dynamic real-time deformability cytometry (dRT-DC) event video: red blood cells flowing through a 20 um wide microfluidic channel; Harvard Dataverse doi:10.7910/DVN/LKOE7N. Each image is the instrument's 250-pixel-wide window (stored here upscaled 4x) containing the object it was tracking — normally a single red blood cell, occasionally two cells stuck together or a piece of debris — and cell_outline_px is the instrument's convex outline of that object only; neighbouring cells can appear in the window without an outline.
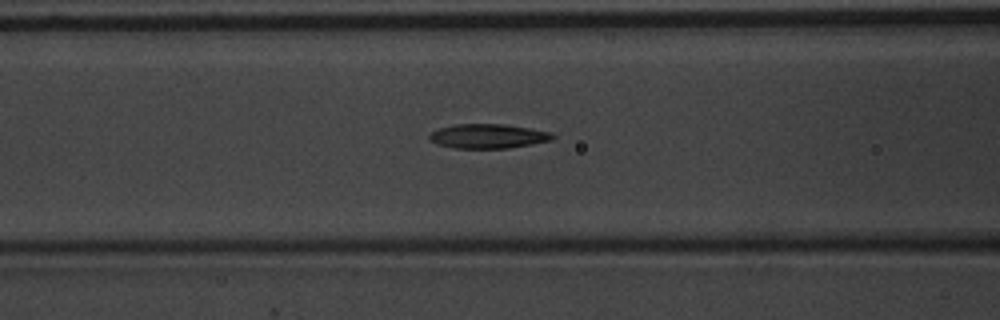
{"species": "common noctule bat (a hibernating species)", "species_latin": "Nyctalus noctula", "temperature_condition": "warm", "stored_images_in_passage": 41, "camera_frame_rate_fps": 3000, "um_per_image_px": 0.085, "animal": {"sex": "male", "body_mass_g": 20.1, "forearm_length_mm": 53.5}, "frame": {"image": 1, "passage_image": 9, "time_ms": 2.667, "image_size_px": [1000, 320], "cell_outline_px": [[556, 136], [552, 140], [532, 144], [508, 148], [452, 148], [436, 144], [428, 136], [432, 132], [440, 128], [456, 124], [504, 124], [552, 132]], "centroid_in_image_um": [41.51, 11.58], "position_along_channel_um": 125.1, "area_um2": 17.46}}
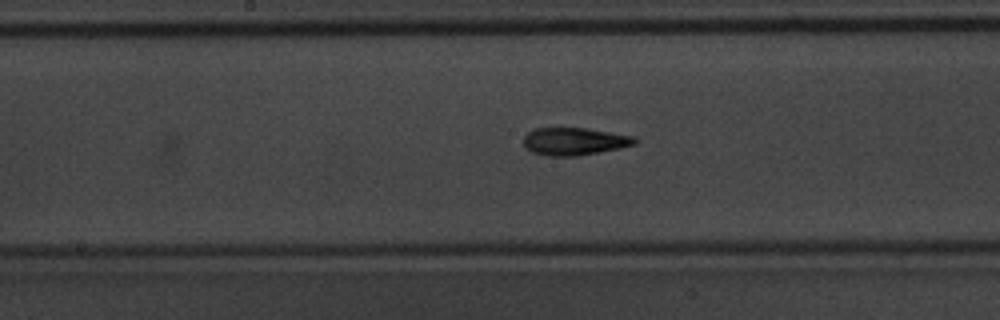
{"frame": {"image": 2, "passage_image": 15, "time_ms": 4.667, "image_size_px": [1000, 320], "cell_outline_px": [[636, 144], [620, 148], [600, 152], [576, 156], [548, 156], [532, 152], [524, 148], [524, 136], [528, 132], [536, 128], [584, 128], [632, 136], [636, 140]], "centroid_in_image_um": [48.77, 12.03], "position_along_channel_um": 199.4, "area_um2": 17.74}}
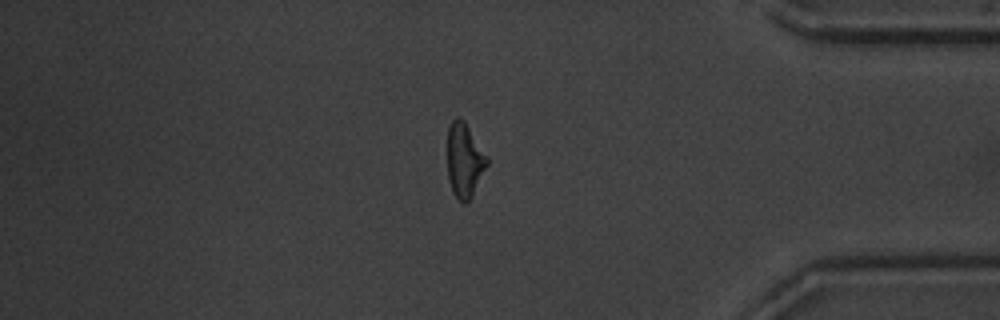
{"frame": {"image": 3, "passage_image": 33, "time_ms": 10.667, "image_size_px": [1000, 320], "cell_outline_px": [[488, 164], [472, 196], [464, 204], [452, 192], [448, 180], [448, 128], [452, 120], [456, 116], [460, 116], [464, 120], [488, 156]], "centroid_in_image_um": [39.48, 13.59], "position_along_channel_um": 395.7, "area_um2": 17.22}, "authors_computed_cell_mechanics": {"area_um2": 17.3978, "velocity_mm_per_s": 3.7061, "shape_relaxation_time_tau1_ms": 4.9, "shape_relaxation_time_tau2_ms": 2.8901, "deformation_change_tau1": 0.171, "deformation_change_tau2": 0.1202}}